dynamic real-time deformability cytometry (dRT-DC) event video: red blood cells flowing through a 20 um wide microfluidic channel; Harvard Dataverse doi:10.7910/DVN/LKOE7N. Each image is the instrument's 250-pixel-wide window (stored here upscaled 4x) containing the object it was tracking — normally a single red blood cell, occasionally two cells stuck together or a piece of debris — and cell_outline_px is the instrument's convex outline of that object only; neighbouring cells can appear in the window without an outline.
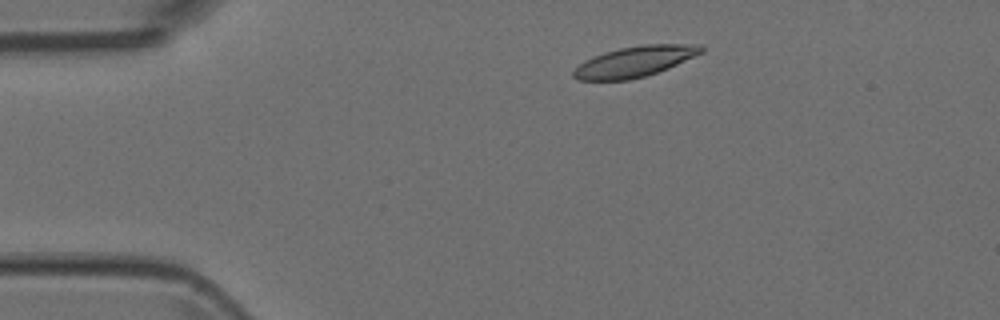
{"species": "Egyptian fruit bat (a non-hibernating species)", "species_latin": "Rousettus aegyptiacus", "temperature_condition": "room temperature", "stored_images_in_passage": 5, "camera_frame_rate_fps": 3000, "um_per_image_px": 0.085, "animal": {"sex": "female"}, "frame": {"image": 1, "passage_image": 1, "time_ms": 0.0, "image_size_px": [1000, 320], "cell_outline_px": [[704, 52], [668, 68], [644, 76], [628, 80], [576, 80], [572, 76], [572, 72], [584, 60], [592, 56], [604, 52], [620, 48], [644, 44], [700, 44], [704, 48]], "centroid_in_image_um": [53.94, 5.22], "position_along_channel_um": 31.1, "area_um2": 22.77}}
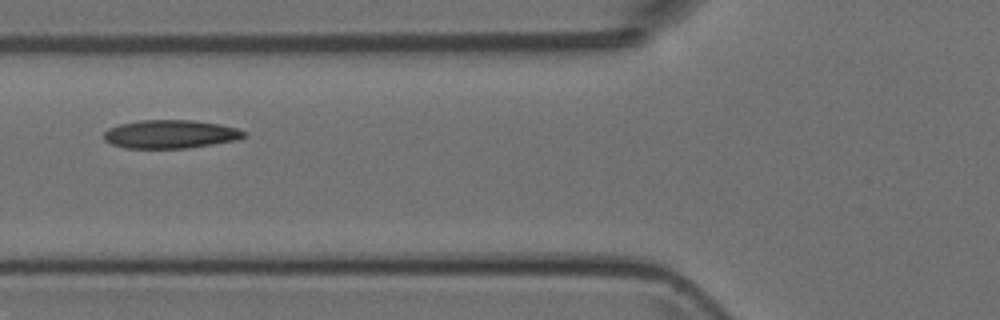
{"frame": {"image": 2, "passage_image": 4, "time_ms": 1.0, "image_size_px": [1000, 320], "cell_outline_px": [[244, 136], [240, 140], [188, 148], [124, 148], [112, 144], [104, 140], [104, 132], [108, 128], [120, 124], [140, 120], [192, 120], [220, 124], [236, 128], [244, 132]], "centroid_in_image_um": [14.48, 11.41], "position_along_channel_um": 111.3, "area_um2": 23.24}}
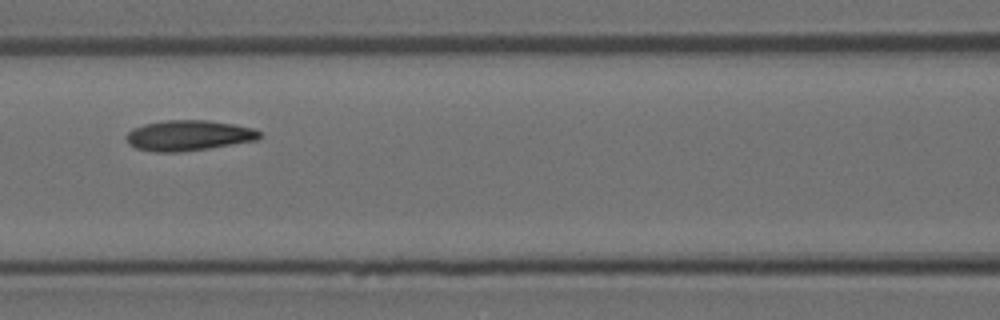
{"frame": {"image": 3, "passage_image": 5, "time_ms": 1.333, "image_size_px": [1000, 320], "cell_outline_px": [[264, 136], [256, 140], [208, 148], [180, 152], [156, 152], [136, 148], [128, 144], [124, 136], [132, 128], [144, 124], [164, 120], [208, 120], [232, 124], [252, 128], [260, 132]], "centroid_in_image_um": [15.99, 11.51], "position_along_channel_um": 150.6, "area_um2": 23.7}}